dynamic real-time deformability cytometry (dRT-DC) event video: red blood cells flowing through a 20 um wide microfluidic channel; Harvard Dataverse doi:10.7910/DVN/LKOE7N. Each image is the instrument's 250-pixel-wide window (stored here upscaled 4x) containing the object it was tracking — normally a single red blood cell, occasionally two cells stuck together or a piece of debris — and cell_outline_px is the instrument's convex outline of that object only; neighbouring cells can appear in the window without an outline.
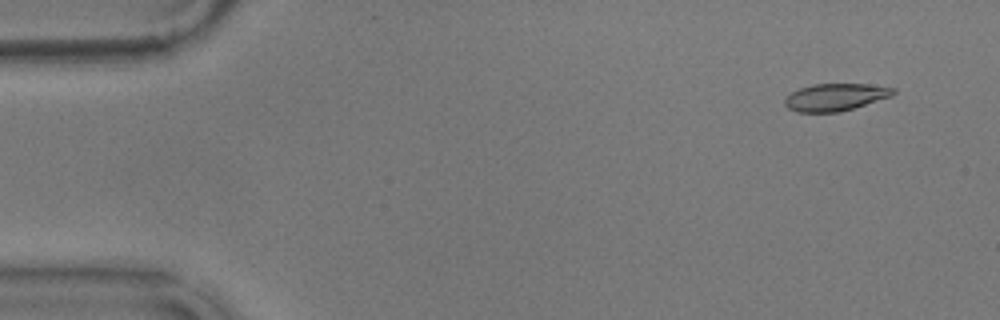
{"species": "common noctule bat (a hibernating species)", "species_latin": "Nyctalus noctula", "temperature_condition": "warm", "stored_images_in_passage": 14, "camera_frame_rate_fps": 3000, "um_per_image_px": 0.085, "animal": {"sex": "male", "body_mass_g": 17.9}, "frame": {"image": 1, "passage_image": 4, "time_ms": 1.0, "image_size_px": [1000, 320], "cell_outline_px": [[896, 92], [892, 96], [840, 112], [796, 112], [788, 108], [784, 104], [784, 100], [792, 92], [800, 88], [812, 84], [868, 84], [896, 88]], "centroid_in_image_um": [71.01, 8.25], "position_along_channel_um": 14.0, "area_um2": 17.22}}